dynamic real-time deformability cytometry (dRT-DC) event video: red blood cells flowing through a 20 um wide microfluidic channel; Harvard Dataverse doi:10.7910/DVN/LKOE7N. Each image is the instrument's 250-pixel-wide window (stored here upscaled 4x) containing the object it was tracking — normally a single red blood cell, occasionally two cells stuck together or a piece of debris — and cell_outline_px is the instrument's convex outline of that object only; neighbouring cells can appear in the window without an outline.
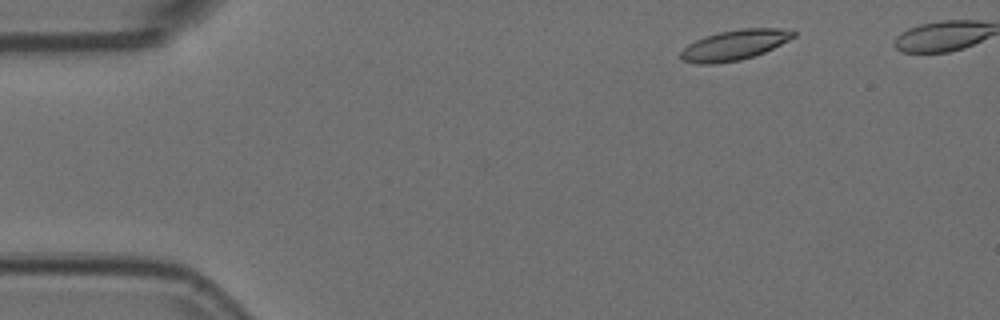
{"species": "Egyptian fruit bat (a non-hibernating species)", "species_latin": "Rousettus aegyptiacus", "temperature_condition": "room temperature", "stored_images_in_passage": 44, "camera_frame_rate_fps": 3000, "um_per_image_px": 0.085, "animal": {"sex": "female"}, "frame": {"image": 1, "passage_image": 1, "time_ms": 0.0, "image_size_px": [1000, 320], "cell_outline_px": [[796, 36], [764, 52], [740, 60], [712, 64], [700, 64], [684, 60], [680, 56], [680, 52], [688, 44], [704, 36], [720, 32], [740, 28], [780, 28], [796, 32]], "centroid_in_image_um": [62.42, 3.81], "position_along_channel_um": 22.6, "area_um2": 19.59}}
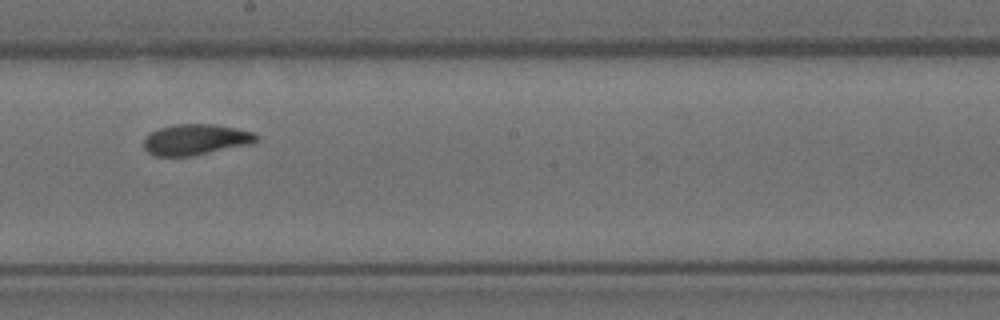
{"frame": {"image": 2, "passage_image": 25, "time_ms": 8.0, "image_size_px": [1000, 320], "cell_outline_px": [[256, 140], [252, 144], [192, 156], [156, 156], [148, 152], [144, 148], [144, 140], [152, 132], [160, 128], [176, 124], [216, 124], [236, 128], [252, 132], [256, 136]], "centroid_in_image_um": [16.64, 11.87], "position_along_channel_um": 231.6, "area_um2": 20.06}}
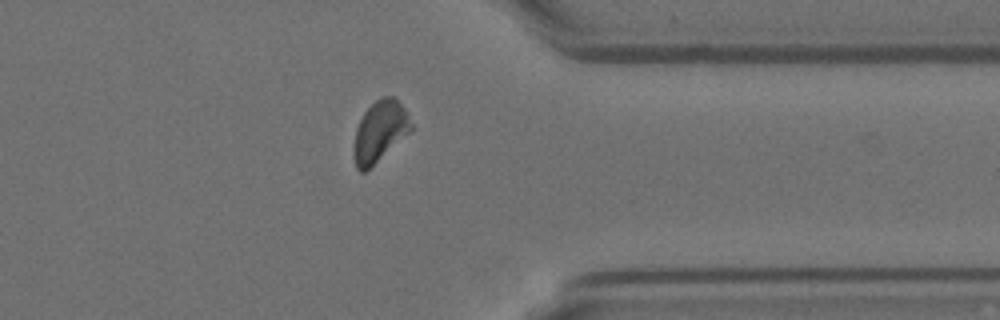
{"frame": {"image": 3, "passage_image": 38, "time_ms": 12.333, "image_size_px": [1000, 320], "cell_outline_px": [[412, 128], [408, 132], [364, 172], [360, 172], [356, 168], [352, 156], [352, 144], [356, 128], [364, 112], [380, 96], [392, 96], [404, 108], [412, 124]], "centroid_in_image_um": [32.21, 11.16], "position_along_channel_um": 379.2, "area_um2": 19.88}, "authors_computed_cell_mechanics": {"area_um2": 20.0855, "velocity_mm_per_s": 3.6001, "shape_relaxation_time_tau1_ms": 4.7663, "shape_relaxation_time_tau2_ms": 1.6131, "deformation_change_tau1": 0.1408, "deformation_change_tau2": 0.0606}}